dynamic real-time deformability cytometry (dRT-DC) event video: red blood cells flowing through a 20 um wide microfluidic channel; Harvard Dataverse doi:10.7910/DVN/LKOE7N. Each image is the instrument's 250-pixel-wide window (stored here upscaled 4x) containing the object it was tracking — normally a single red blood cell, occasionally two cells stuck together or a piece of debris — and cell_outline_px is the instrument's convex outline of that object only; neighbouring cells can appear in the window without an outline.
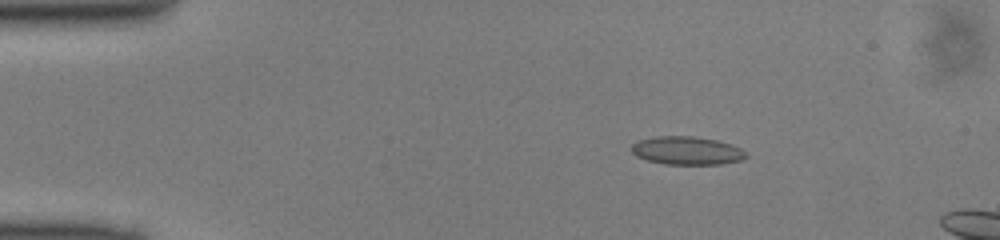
{"species": "common noctule bat (a hibernating species)", "species_latin": "Nyctalus noctula", "temperature_condition": "cold", "stored_images_in_passage": 13, "camera_frame_rate_fps": 3000, "um_per_image_px": 0.085, "animal": {"sex": "male", "body_mass_g": 13.0, "forearm_length_mm": 53.1}, "frame": {"image": 1, "passage_image": 8, "time_ms": 2.333, "image_size_px": [1000, 240], "cell_outline_px": [[748, 156], [740, 160], [720, 164], [664, 164], [648, 160], [636, 156], [632, 152], [632, 144], [636, 140], [656, 136], [692, 136], [716, 140], [732, 144], [740, 148]], "centroid_in_image_um": [58.35, 12.79], "position_along_channel_um": 26.6, "area_um2": 18.79}}